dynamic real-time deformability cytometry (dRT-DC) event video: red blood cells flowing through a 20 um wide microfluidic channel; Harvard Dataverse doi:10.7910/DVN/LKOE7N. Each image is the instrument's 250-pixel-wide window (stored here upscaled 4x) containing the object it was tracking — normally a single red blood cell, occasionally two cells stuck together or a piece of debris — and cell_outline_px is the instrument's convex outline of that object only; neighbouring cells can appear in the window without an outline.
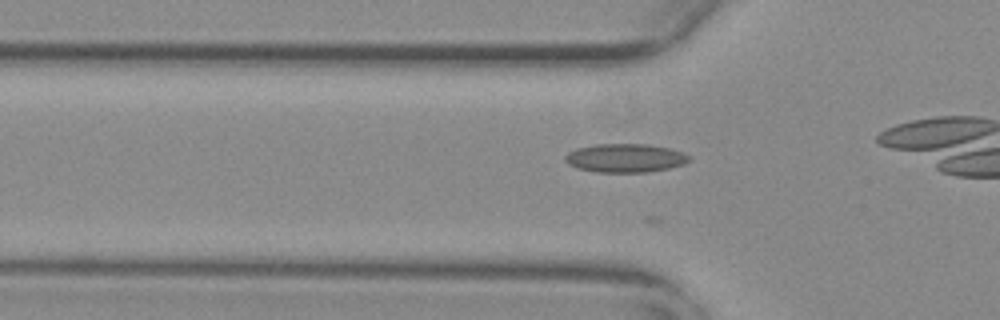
{"species": "common noctule bat (a hibernating species)", "species_latin": "Nyctalus noctula", "temperature_condition": "warm", "stored_images_in_passage": 10, "camera_frame_rate_fps": 3000, "um_per_image_px": 0.085, "animal": {"sex": "female", "body_mass_g": 29.2, "forearm_length_mm": 56.3}, "frame": {"image": 1, "passage_image": 4, "time_ms": 1.0, "image_size_px": [1000, 320], "cell_outline_px": [[692, 160], [684, 164], [668, 168], [648, 172], [596, 172], [576, 168], [568, 164], [564, 160], [564, 156], [568, 152], [576, 148], [596, 144], [648, 144], [668, 148], [680, 152], [688, 156]], "centroid_in_image_um": [53.1, 13.43], "position_along_channel_um": 72.7, "area_um2": 20.69}}
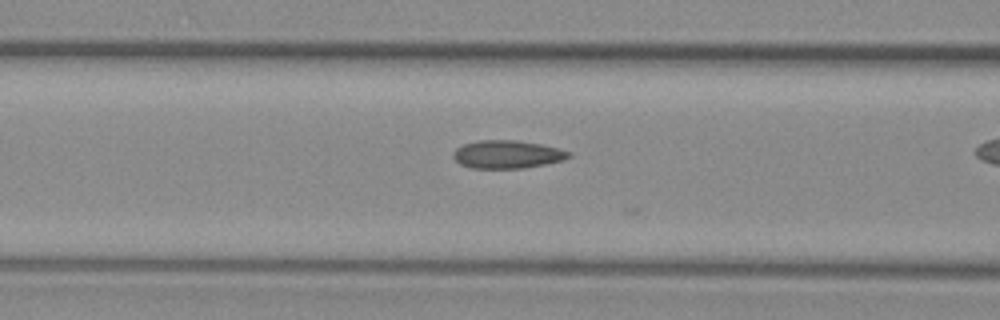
{"frame": {"image": 2, "passage_image": 8, "time_ms": 2.333, "image_size_px": [1000, 320], "cell_outline_px": [[572, 156], [560, 160], [544, 164], [524, 168], [472, 168], [460, 164], [452, 156], [452, 152], [456, 148], [464, 144], [476, 140], [516, 140], [540, 144], [572, 152]], "centroid_in_image_um": [43.07, 13.11], "position_along_channel_um": 123.5, "area_um2": 18.79}}